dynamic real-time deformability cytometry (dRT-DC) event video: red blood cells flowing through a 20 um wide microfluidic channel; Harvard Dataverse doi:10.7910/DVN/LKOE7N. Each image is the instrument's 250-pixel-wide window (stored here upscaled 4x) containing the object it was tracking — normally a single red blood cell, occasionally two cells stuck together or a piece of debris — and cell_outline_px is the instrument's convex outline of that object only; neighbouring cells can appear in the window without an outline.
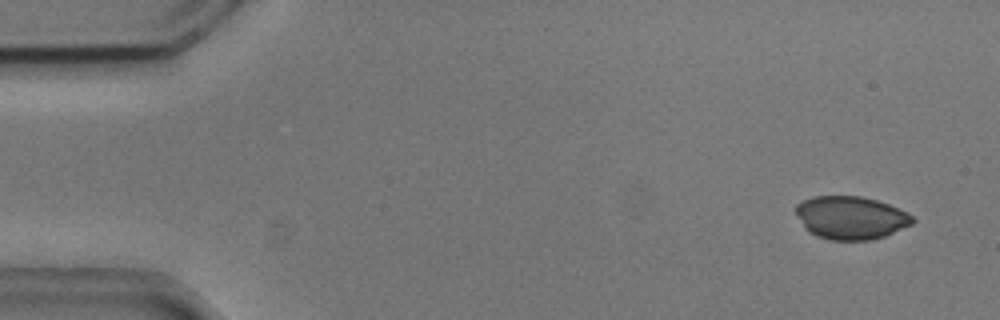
{"species": "common noctule bat (a hibernating species)", "species_latin": "Nyctalus noctula", "temperature_condition": "cold", "stored_images_in_passage": 53, "camera_frame_rate_fps": 3000, "um_per_image_px": 0.085, "animal": {"sex": "male", "body_mass_g": 20.5, "forearm_length_mm": 52.5}, "frame": {"image": 1, "passage_image": 3, "time_ms": 0.667, "image_size_px": [1000, 320], "cell_outline_px": [[916, 220], [912, 224], [884, 236], [872, 240], [832, 240], [816, 236], [808, 232], [804, 228], [796, 212], [796, 204], [804, 200], [816, 196], [860, 196], [876, 200], [888, 204], [908, 212]], "centroid_in_image_um": [72.32, 18.51], "position_along_channel_um": 12.7, "area_um2": 29.25}}
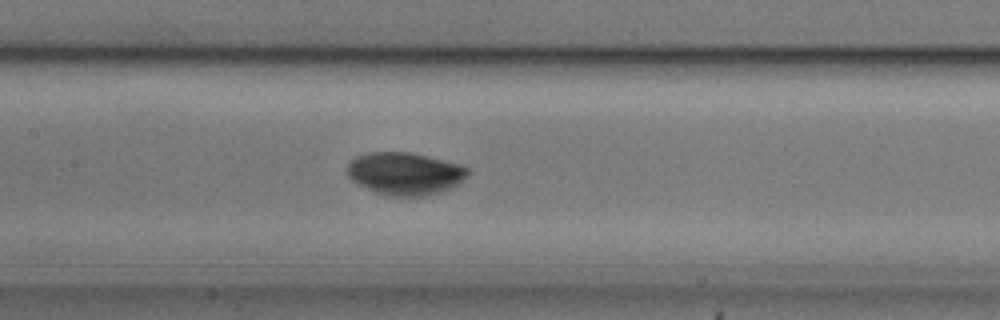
{"frame": {"image": 2, "passage_image": 25, "time_ms": 8.0, "image_size_px": [1000, 320], "cell_outline_px": [[472, 172], [468, 176], [452, 188], [428, 196], [384, 196], [352, 180], [348, 176], [348, 164], [356, 156], [368, 152], [408, 152], [428, 156], [464, 164]], "centroid_in_image_um": [34.49, 14.75], "position_along_channel_um": 172.9, "area_um2": 30.17}}
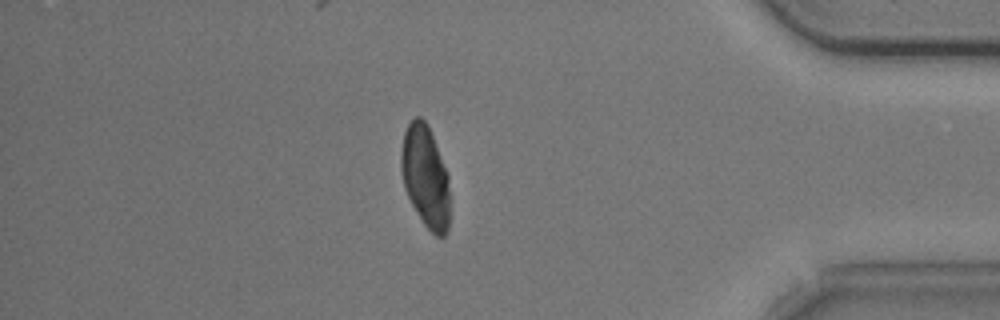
{"frame": {"image": 3, "passage_image": 46, "time_ms": 15.0, "image_size_px": [1000, 320], "cell_outline_px": [[448, 232], [444, 236], [436, 236], [424, 224], [412, 204], [404, 188], [400, 168], [400, 156], [404, 132], [408, 124], [416, 116], [420, 116], [428, 124], [448, 172]], "centroid_in_image_um": [36.14, 14.97], "position_along_channel_um": 399.1, "area_um2": 28.9}, "authors_computed_cell_mechanics": {"area_um2": 29.9404, "velocity_mm_per_s": 3.7419, "shape_relaxation_time_tau1_ms": 2.1253, "shape_relaxation_time_tau2_ms": null, "deformation_change_tau1": 0.0573, "deformation_change_tau2": null}}